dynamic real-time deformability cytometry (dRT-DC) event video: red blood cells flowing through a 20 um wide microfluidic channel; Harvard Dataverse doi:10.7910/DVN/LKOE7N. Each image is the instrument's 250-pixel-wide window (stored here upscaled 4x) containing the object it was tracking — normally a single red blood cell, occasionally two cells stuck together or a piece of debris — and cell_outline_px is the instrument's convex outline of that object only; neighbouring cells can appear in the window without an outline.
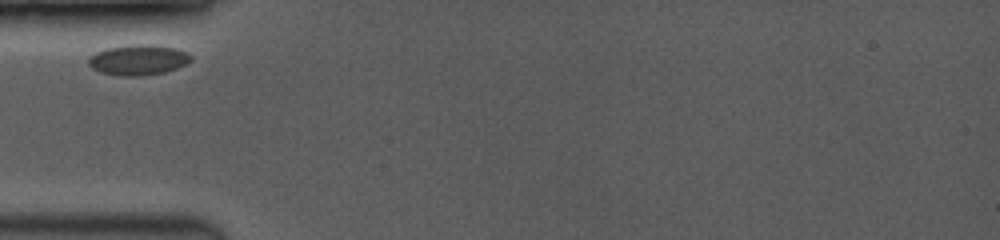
{"species": "common noctule bat (a hibernating species)", "species_latin": "Nyctalus noctula", "temperature_condition": "room temperature", "stored_images_in_passage": 18, "camera_frame_rate_fps": 3500, "um_per_image_px": 0.085, "animal": {"sex": "female", "body_mass_g": 19.0, "forearm_length_mm": 53.3}, "frame": {"image": 1, "passage_image": 1, "time_ms": 0.0, "image_size_px": [1000, 240], "cell_outline_px": [[192, 60], [176, 68], [164, 72], [140, 76], [120, 76], [100, 72], [92, 68], [88, 64], [88, 56], [96, 52], [108, 48], [132, 44], [152, 44], [176, 48], [188, 52], [192, 56]], "centroid_in_image_um": [11.74, 5.08], "position_along_channel_um": 73.3, "area_um2": 18.26}}
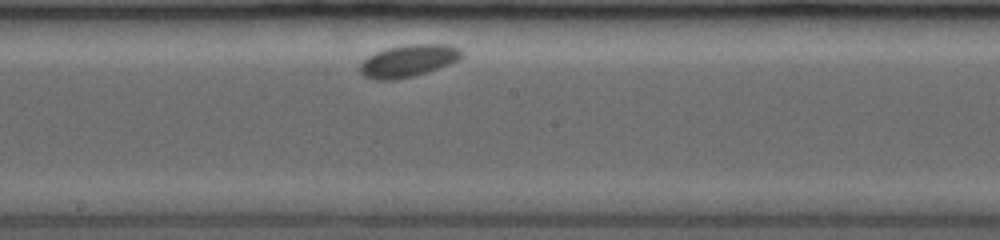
{"frame": {"image": 2, "passage_image": 11, "time_ms": 4.0, "image_size_px": [1000, 240], "cell_outline_px": [[464, 56], [448, 64], [412, 76], [396, 80], [376, 80], [364, 76], [360, 72], [360, 64], [368, 56], [376, 52], [388, 48], [404, 44], [448, 44], [460, 48], [464, 52]], "centroid_in_image_um": [34.71, 5.15], "position_along_channel_um": 213.5, "area_um2": 18.96}}
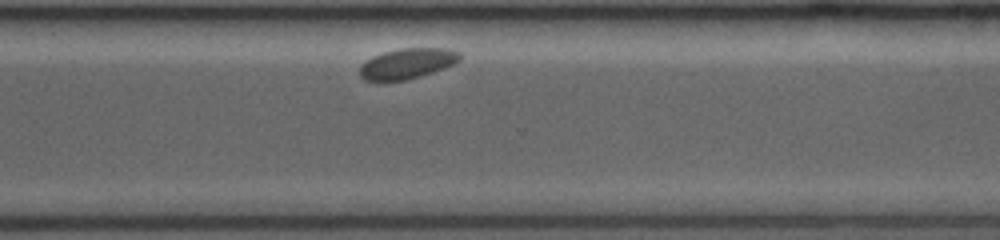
{"frame": {"image": 3, "passage_image": 18, "time_ms": 7.429, "image_size_px": [1000, 240], "cell_outline_px": [[460, 60], [456, 64], [420, 76], [404, 80], [364, 80], [360, 76], [360, 64], [372, 56], [384, 52], [400, 48], [448, 48], [460, 52]], "centroid_in_image_um": [34.63, 5.38], "position_along_channel_um": 336.0, "area_um2": 17.74}}